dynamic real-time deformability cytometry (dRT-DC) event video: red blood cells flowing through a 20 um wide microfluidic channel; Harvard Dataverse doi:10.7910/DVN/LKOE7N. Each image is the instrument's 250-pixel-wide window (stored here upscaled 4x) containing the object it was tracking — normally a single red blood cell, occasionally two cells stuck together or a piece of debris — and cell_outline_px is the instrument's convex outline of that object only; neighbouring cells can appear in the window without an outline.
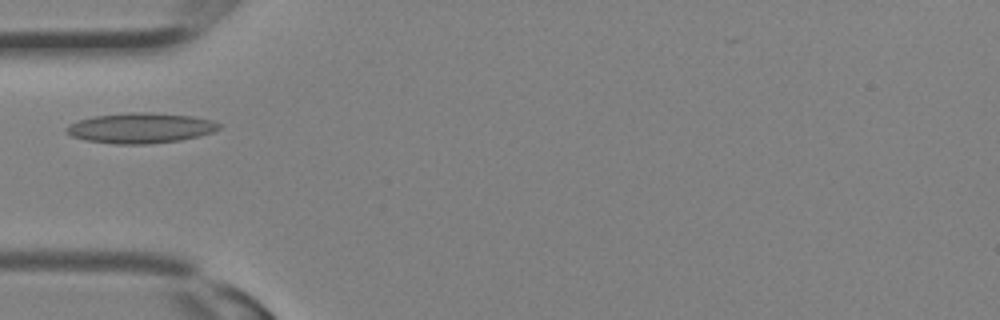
{"species": "Egyptian fruit bat (a non-hibernating species)", "species_latin": "Rousettus aegyptiacus", "temperature_condition": "room temperature", "stored_images_in_passage": 6, "camera_frame_rate_fps": 3000, "um_per_image_px": 0.085, "animal": {"sex": "female"}, "frame": {"image": 1, "passage_image": 1, "time_ms": 0.0, "image_size_px": [1000, 320], "cell_outline_px": [[220, 128], [212, 132], [200, 136], [180, 140], [148, 144], [116, 144], [84, 140], [72, 136], [64, 132], [64, 128], [68, 124], [76, 120], [92, 116], [128, 112], [152, 112], [192, 116], [212, 120], [220, 124]], "centroid_in_image_um": [11.89, 10.87], "position_along_channel_um": 73.1, "area_um2": 27.28}}
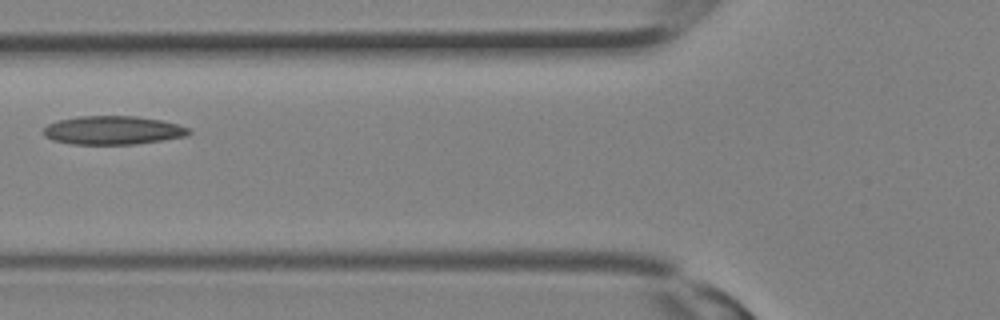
{"frame": {"image": 2, "passage_image": 3, "time_ms": 0.667, "image_size_px": [1000, 320], "cell_outline_px": [[192, 132], [188, 136], [164, 140], [136, 144], [72, 144], [52, 140], [44, 136], [44, 128], [48, 124], [56, 120], [76, 116], [136, 116], [160, 120], [176, 124], [188, 128]], "centroid_in_image_um": [9.58, 11.07], "position_along_channel_um": 116.2, "area_um2": 24.33}}
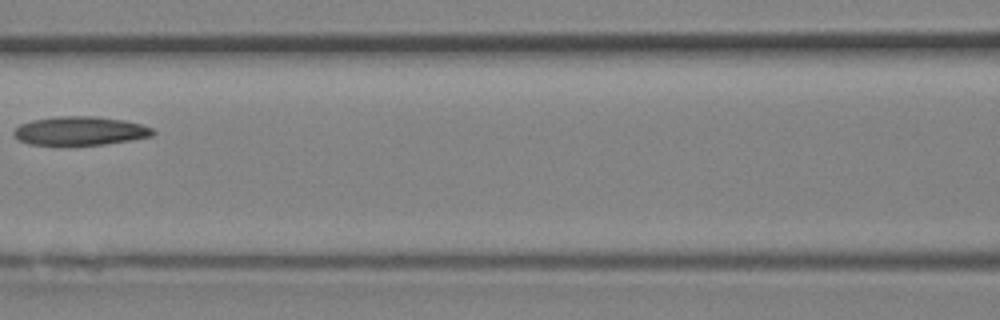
{"frame": {"image": 3, "passage_image": 5, "time_ms": 1.333, "image_size_px": [1000, 320], "cell_outline_px": [[156, 132], [152, 136], [104, 144], [56, 148], [28, 144], [12, 136], [12, 132], [20, 124], [32, 120], [56, 116], [96, 116], [124, 120], [140, 124], [152, 128]], "centroid_in_image_um": [6.72, 11.16], "position_along_channel_um": 159.9, "area_um2": 24.16}}